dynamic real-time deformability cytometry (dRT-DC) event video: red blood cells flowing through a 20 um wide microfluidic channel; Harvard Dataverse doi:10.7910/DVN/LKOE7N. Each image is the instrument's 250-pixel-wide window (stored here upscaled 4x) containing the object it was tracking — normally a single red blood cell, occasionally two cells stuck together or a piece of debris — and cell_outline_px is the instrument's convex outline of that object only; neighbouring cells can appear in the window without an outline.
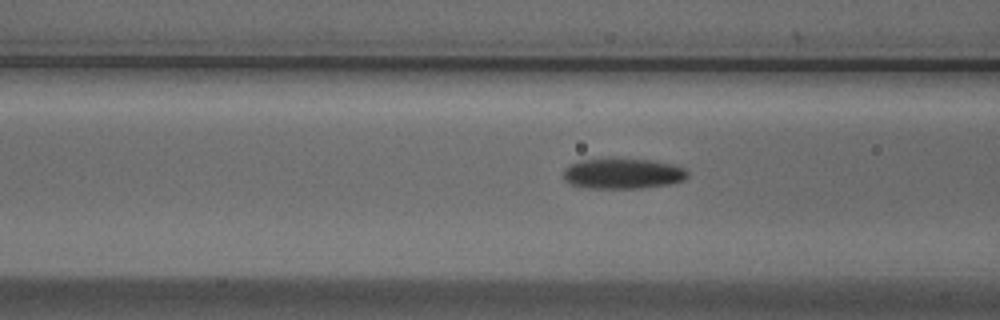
{"species": "Egyptian fruit bat (a non-hibernating species)", "species_latin": "Rousettus aegyptiacus", "temperature_condition": "cold", "stored_images_in_passage": 20, "camera_frame_rate_fps": 3000, "um_per_image_px": 0.085, "animal": {"sex": "male"}, "frame": {"image": 1, "passage_image": 17, "time_ms": 5.333, "image_size_px": [1000, 320], "cell_outline_px": [[688, 176], [684, 180], [668, 184], [640, 188], [588, 188], [568, 184], [564, 180], [564, 168], [568, 164], [580, 160], [612, 156], [652, 160], [676, 164], [684, 168], [688, 172]], "centroid_in_image_um": [52.9, 14.71], "position_along_channel_um": 113.7, "area_um2": 22.95}}